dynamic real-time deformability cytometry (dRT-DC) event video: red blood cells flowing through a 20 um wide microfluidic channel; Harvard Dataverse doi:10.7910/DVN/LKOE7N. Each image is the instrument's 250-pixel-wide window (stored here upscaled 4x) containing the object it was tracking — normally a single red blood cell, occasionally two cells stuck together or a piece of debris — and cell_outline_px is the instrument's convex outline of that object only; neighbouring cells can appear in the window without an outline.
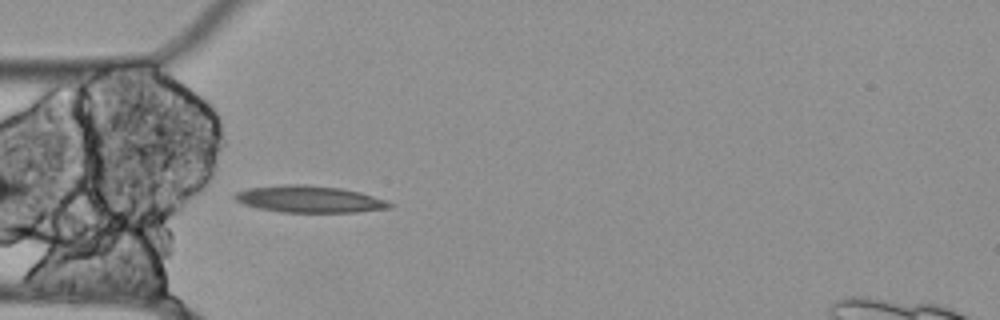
{"species": "Egyptian fruit bat (a non-hibernating species)", "species_latin": "Rousettus aegyptiacus", "temperature_condition": "cold", "stored_images_in_passage": 4, "segment_of_instrument_passage": [1, 2], "camera_frame_rate_fps": 3000, "um_per_image_px": 0.085, "animal": {"sex": "female"}, "frame": {"image": 1, "passage_image": 1, "time_ms": 0.0, "image_size_px": [1000, 320], "cell_outline_px": [[396, 204], [392, 208], [356, 212], [284, 212], [260, 208], [244, 204], [236, 200], [232, 196], [236, 192], [248, 188], [280, 184], [304, 184], [340, 188], [360, 192]], "centroid_in_image_um": [26.31, 16.92], "position_along_channel_um": 58.7, "area_um2": 24.16}}